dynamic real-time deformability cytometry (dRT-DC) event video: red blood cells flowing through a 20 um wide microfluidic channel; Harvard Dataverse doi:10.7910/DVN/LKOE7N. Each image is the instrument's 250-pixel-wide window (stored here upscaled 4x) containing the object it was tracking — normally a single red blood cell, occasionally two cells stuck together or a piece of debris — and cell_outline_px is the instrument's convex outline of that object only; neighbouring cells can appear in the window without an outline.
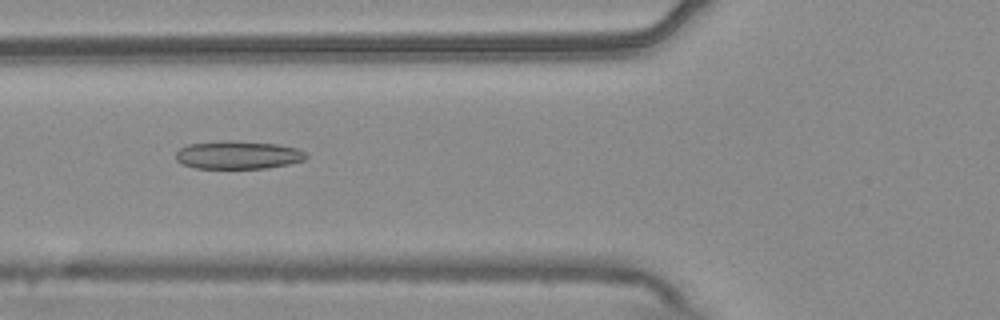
{"species": "common noctule bat (a hibernating species)", "species_latin": "Nyctalus noctula", "temperature_condition": "warm", "stored_images_in_passage": 43, "camera_frame_rate_fps": 3000, "um_per_image_px": 0.085, "animal": {"sex": "male", "body_mass_g": 20.4}, "frame": {"image": 1, "passage_image": 9, "time_ms": 2.667, "image_size_px": [1000, 320], "cell_outline_px": [[308, 156], [304, 160], [288, 164], [268, 168], [196, 168], [180, 164], [176, 160], [176, 152], [180, 148], [188, 144], [224, 140], [236, 140], [276, 144], [296, 148], [304, 152]], "centroid_in_image_um": [20.2, 13.17], "position_along_channel_um": 105.6, "area_um2": 21.44}}
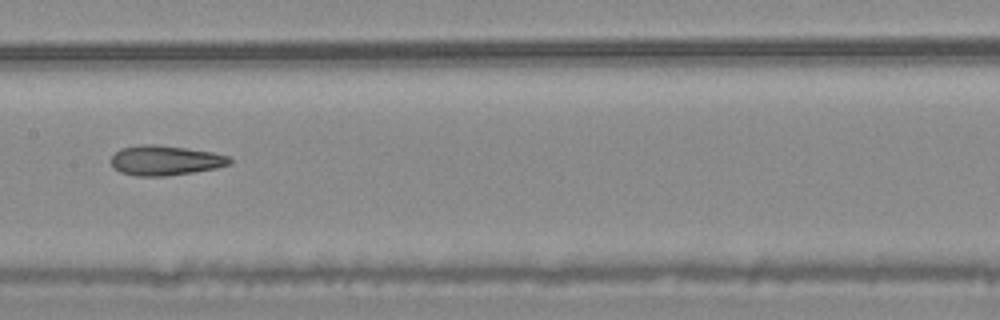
{"frame": {"image": 2, "passage_image": 16, "time_ms": 5.0, "image_size_px": [1000, 320], "cell_outline_px": [[232, 164], [216, 168], [192, 172], [164, 176], [136, 176], [120, 172], [112, 168], [112, 156], [120, 148], [140, 144], [156, 144], [188, 148], [212, 152], [228, 156], [232, 160]], "centroid_in_image_um": [14.04, 13.63], "position_along_channel_um": 193.4, "area_um2": 20.75}}
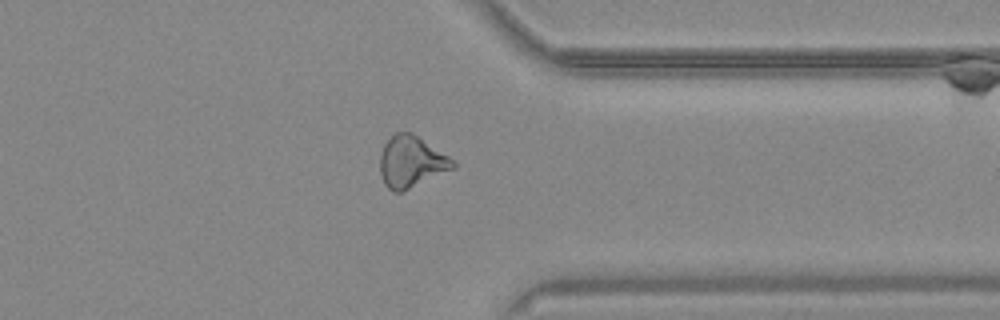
{"frame": {"image": 3, "passage_image": 31, "time_ms": 10.0, "image_size_px": [1000, 320], "cell_outline_px": [[456, 168], [400, 192], [392, 192], [384, 184], [380, 172], [380, 156], [384, 144], [396, 132], [412, 132], [448, 156], [456, 164]], "centroid_in_image_um": [34.95, 13.76], "position_along_channel_um": 376.5, "area_um2": 21.68}, "authors_computed_cell_mechanics": {"area_um2": 21.097, "velocity_mm_per_s": 3.7405, "shape_relaxation_time_tau1_ms": null, "shape_relaxation_time_tau2_ms": 3.978, "deformation_change_tau1": null, "deformation_change_tau2": 0.1397}}